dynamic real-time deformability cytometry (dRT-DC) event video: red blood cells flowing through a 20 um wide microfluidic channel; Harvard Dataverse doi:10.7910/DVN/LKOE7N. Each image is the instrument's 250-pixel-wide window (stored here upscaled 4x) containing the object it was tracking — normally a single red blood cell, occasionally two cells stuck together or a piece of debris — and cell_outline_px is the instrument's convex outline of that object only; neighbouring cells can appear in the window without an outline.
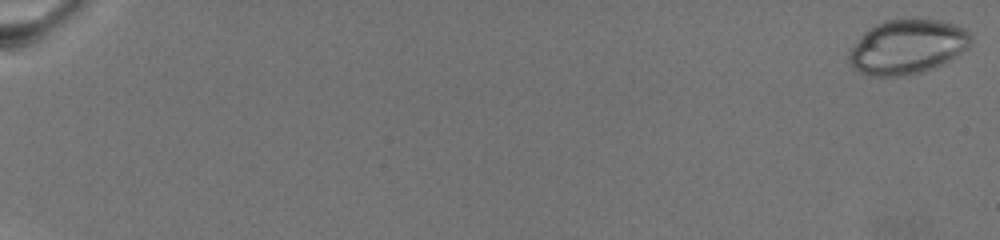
{"species": "common noctule bat (a hibernating species)", "species_latin": "Nyctalus noctula", "temperature_condition": "warm", "stored_images_in_passage": 72, "camera_frame_rate_fps": 3000, "um_per_image_px": 0.085, "animal": {"sex": "female", "body_mass_g": 19.5, "forearm_length_mm": 54.1}, "frame": {"image": 1, "passage_image": 1, "time_ms": 0.0, "image_size_px": [1000, 240], "cell_outline_px": [[972, 40], [968, 48], [952, 60], [936, 68], [924, 72], [904, 76], [868, 76], [852, 68], [848, 64], [848, 52], [864, 32], [876, 24], [888, 20], [940, 20], [956, 24], [964, 28], [972, 36]], "centroid_in_image_um": [77.14, 4.01], "position_along_channel_um": 7.9, "area_um2": 39.07}}
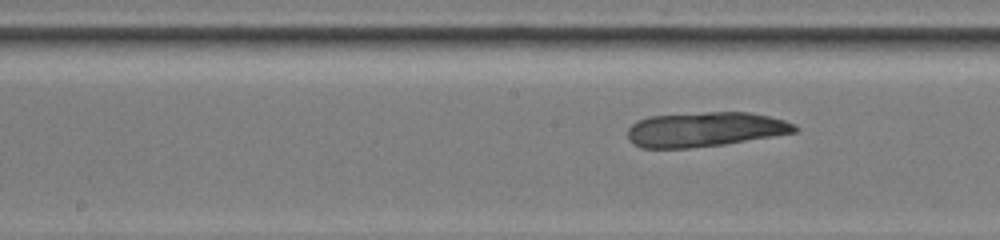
{"frame": {"image": 2, "passage_image": 41, "time_ms": 13.333, "image_size_px": [1000, 240], "cell_outline_px": [[800, 128], [796, 132], [724, 144], [688, 148], [640, 148], [632, 144], [628, 140], [628, 128], [636, 120], [648, 116], [704, 112], [748, 112], [768, 116], [784, 120], [796, 124]], "centroid_in_image_um": [59.89, 10.99], "position_along_channel_um": 188.3, "area_um2": 33.93}}
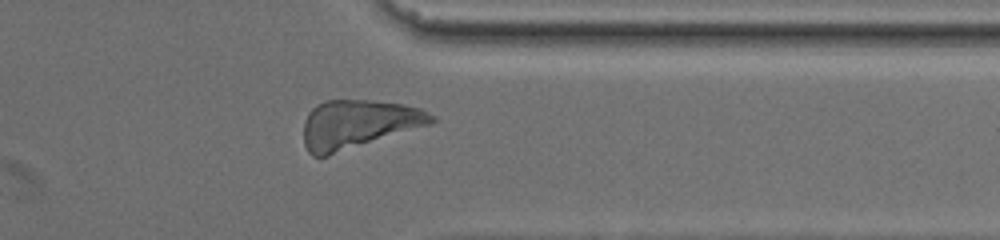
{"frame": {"image": 3, "passage_image": 60, "time_ms": 19.667, "image_size_px": [1000, 240], "cell_outline_px": [[436, 120], [432, 124], [328, 156], [312, 156], [308, 152], [304, 144], [304, 120], [308, 112], [316, 104], [324, 100], [368, 100], [404, 104], [420, 108], [436, 116]], "centroid_in_image_um": [30.44, 10.55], "position_along_channel_um": 381.0, "area_um2": 36.47}}